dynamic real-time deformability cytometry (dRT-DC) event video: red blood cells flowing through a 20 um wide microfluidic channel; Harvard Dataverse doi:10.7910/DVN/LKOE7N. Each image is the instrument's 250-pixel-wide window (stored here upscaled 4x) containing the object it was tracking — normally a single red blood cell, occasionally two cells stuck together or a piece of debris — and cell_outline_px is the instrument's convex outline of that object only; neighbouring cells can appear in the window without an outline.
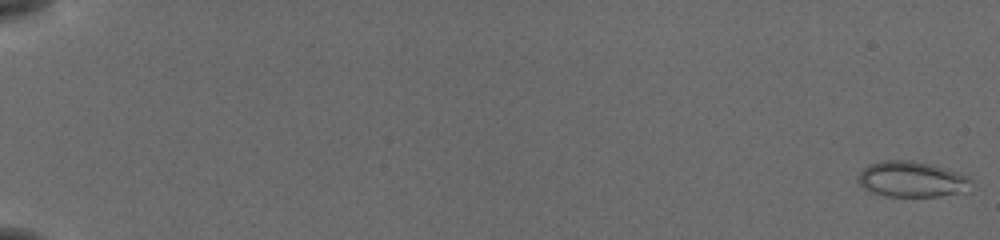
{"species": "common noctule bat (a hibernating species)", "species_latin": "Nyctalus noctula", "temperature_condition": "cold", "stored_images_in_passage": 56, "camera_frame_rate_fps": 3000, "um_per_image_px": 0.085, "animal": {"sex": "female", "body_mass_g": 19.5, "forearm_length_mm": 54.1}, "frame": {"image": 1, "passage_image": 1, "time_ms": 0.0, "image_size_px": [1000, 240], "cell_outline_px": [[968, 192], [940, 196], [884, 196], [868, 192], [856, 180], [856, 176], [868, 164], [884, 160], [908, 160], [932, 164], [968, 176]], "centroid_in_image_um": [77.43, 15.24], "position_along_channel_um": 7.6, "area_um2": 23.58}}
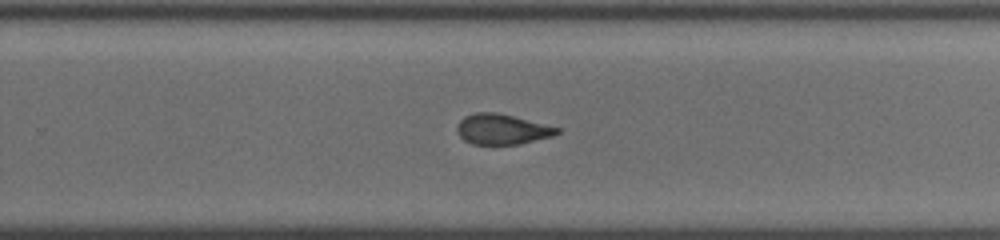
{"frame": {"image": 2, "passage_image": 39, "time_ms": 12.667, "image_size_px": [1000, 240], "cell_outline_px": [[560, 132], [552, 136], [520, 144], [472, 144], [464, 140], [456, 132], [456, 128], [460, 120], [464, 116], [476, 112], [496, 112], [560, 128]], "centroid_in_image_um": [42.64, 10.99], "position_along_channel_um": 287.2, "area_um2": 17.57}}
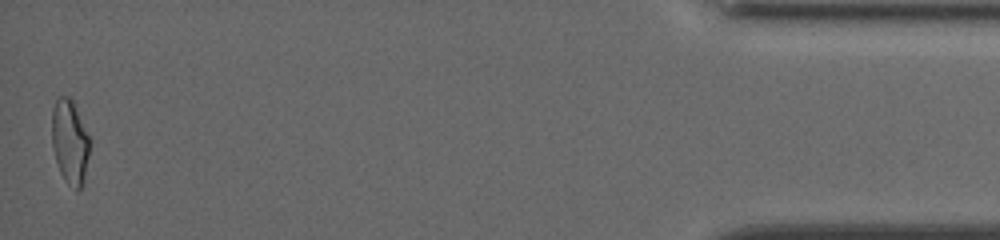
{"frame": {"image": 3, "passage_image": 56, "time_ms": 18.333, "image_size_px": [1000, 240], "cell_outline_px": [[88, 156], [84, 180], [80, 188], [76, 192], [64, 180], [60, 172], [56, 160], [52, 144], [52, 108], [56, 100], [60, 96], [68, 96], [72, 100], [88, 136]], "centroid_in_image_um": [5.91, 12.08], "position_along_channel_um": 429.3, "area_um2": 18.21}, "authors_computed_cell_mechanics": {"area_um2": 18.9584, "velocity_mm_per_s": 3.824, "shape_relaxation_time_tau1_ms": null, "shape_relaxation_time_tau2_ms": 1.6763, "deformation_change_tau1": null, "deformation_change_tau2": 0.0709}}